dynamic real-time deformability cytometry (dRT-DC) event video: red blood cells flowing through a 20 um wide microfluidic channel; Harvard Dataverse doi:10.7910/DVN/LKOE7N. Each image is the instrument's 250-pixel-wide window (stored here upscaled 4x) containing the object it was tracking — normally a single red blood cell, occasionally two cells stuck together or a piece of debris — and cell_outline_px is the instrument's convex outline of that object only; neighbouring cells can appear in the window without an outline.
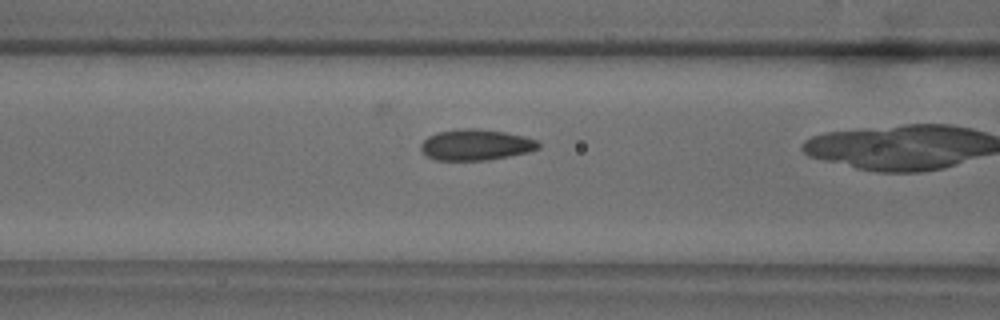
{"species": "common noctule bat (a hibernating species)", "species_latin": "Nyctalus noctula", "temperature_condition": "warm", "stored_images_in_passage": 26, "camera_frame_rate_fps": 3000, "um_per_image_px": 0.085, "animal": {"sex": "male", "body_mass_g": 18.8}, "frame": {"image": 1, "passage_image": 12, "time_ms": 3.667, "image_size_px": [1000, 320], "cell_outline_px": [[540, 148], [528, 152], [488, 160], [436, 160], [428, 156], [420, 148], [420, 144], [428, 136], [436, 132], [460, 128], [476, 128], [504, 132], [524, 136], [536, 140], [540, 144]], "centroid_in_image_um": [40.44, 12.3], "position_along_channel_um": 126.2, "area_um2": 21.21}}